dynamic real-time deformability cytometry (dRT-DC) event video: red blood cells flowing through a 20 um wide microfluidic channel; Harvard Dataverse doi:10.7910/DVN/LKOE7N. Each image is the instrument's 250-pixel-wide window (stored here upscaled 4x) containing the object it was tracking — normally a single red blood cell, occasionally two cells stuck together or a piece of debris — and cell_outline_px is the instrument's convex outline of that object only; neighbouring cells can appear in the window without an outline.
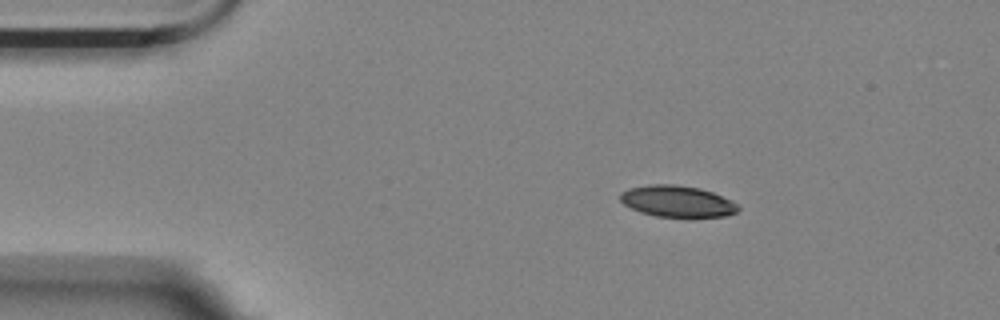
{"species": "Egyptian fruit bat (a non-hibernating species)", "species_latin": "Rousettus aegyptiacus", "temperature_condition": "room temperature", "stored_images_in_passage": 48, "camera_frame_rate_fps": 3000, "um_per_image_px": 0.085, "animal": {"sex": "female"}, "frame": {"image": 1, "passage_image": 1, "time_ms": 0.0, "image_size_px": [1000, 320], "cell_outline_px": [[740, 208], [736, 212], [728, 216], [656, 216], [640, 212], [624, 204], [620, 200], [620, 192], [628, 188], [652, 184], [672, 184], [700, 188], [712, 192], [732, 200]], "centroid_in_image_um": [57.55, 17.1], "position_along_channel_um": 27.4, "area_um2": 21.39}}
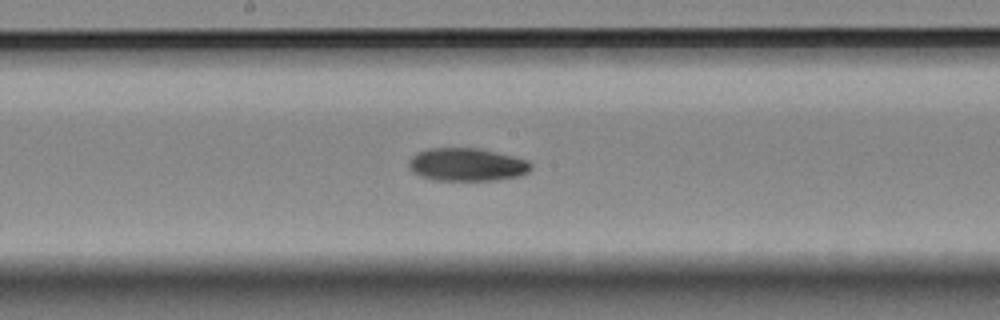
{"frame": {"image": 2, "passage_image": 21, "time_ms": 6.667, "image_size_px": [1000, 320], "cell_outline_px": [[532, 168], [528, 172], [516, 176], [496, 180], [432, 180], [420, 176], [412, 172], [408, 168], [408, 160], [416, 152], [428, 148], [476, 148], [512, 156], [528, 160], [532, 164]], "centroid_in_image_um": [39.62, 13.99], "position_along_channel_um": 208.6, "area_um2": 23.52}}
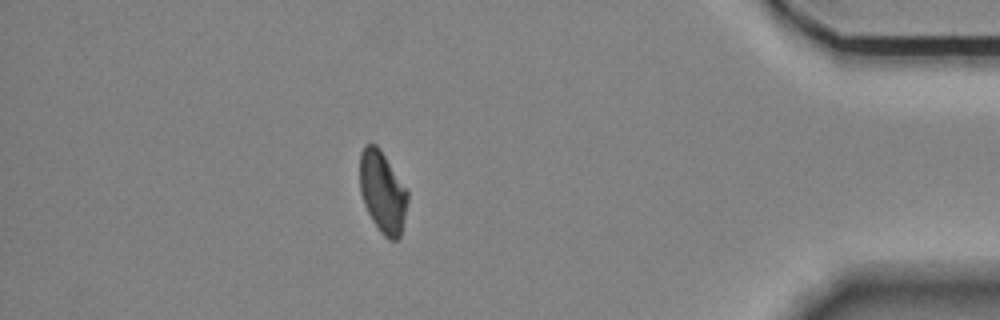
{"frame": {"image": 3, "passage_image": 41, "time_ms": 13.333, "image_size_px": [1000, 320], "cell_outline_px": [[408, 200], [400, 236], [396, 240], [388, 240], [380, 232], [372, 220], [364, 204], [360, 192], [360, 152], [364, 144], [376, 144], [380, 148], [408, 192]], "centroid_in_image_um": [32.5, 16.32], "position_along_channel_um": 402.7, "area_um2": 22.66}, "authors_computed_cell_mechanics": {"area_um2": 23.3512, "velocity_mm_per_s": 3.5492, "shape_relaxation_time_tau1_ms": null, "shape_relaxation_time_tau2_ms": 5.9632, "deformation_change_tau1": null, "deformation_change_tau2": 0.1107}}